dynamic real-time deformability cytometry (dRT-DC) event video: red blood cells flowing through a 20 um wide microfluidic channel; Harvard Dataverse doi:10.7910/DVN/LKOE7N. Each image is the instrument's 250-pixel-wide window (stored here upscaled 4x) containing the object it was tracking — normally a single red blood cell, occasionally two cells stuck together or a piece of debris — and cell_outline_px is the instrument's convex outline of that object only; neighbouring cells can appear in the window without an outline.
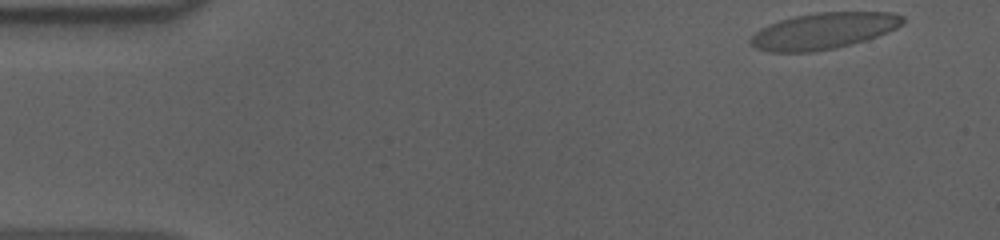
{"species": "human", "species_latin": "Homo sapiens", "temperature_condition": "cold", "stored_images_in_passage": 53, "camera_frame_rate_fps": 3000, "um_per_image_px": 0.085, "donor": {"sex": "male"}, "frame": {"image": 1, "passage_image": 1, "time_ms": 0.0, "image_size_px": [1000, 240], "cell_outline_px": [[904, 24], [888, 32], [864, 40], [836, 48], [812, 52], [768, 52], [756, 48], [748, 44], [748, 40], [760, 28], [768, 24], [792, 16], [816, 12], [892, 12], [904, 16]], "centroid_in_image_um": [69.97, 2.62], "position_along_channel_um": 15.0, "area_um2": 32.43}}
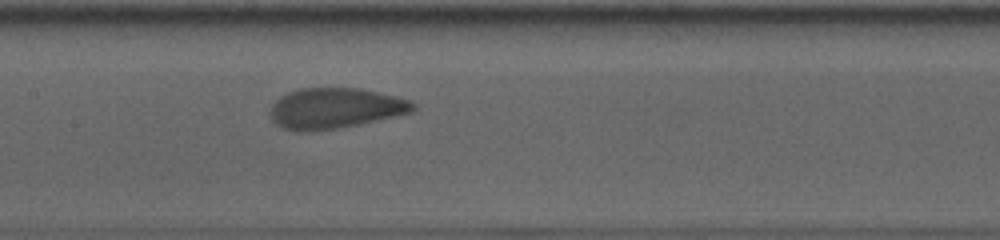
{"frame": {"image": 2, "passage_image": 24, "time_ms": 7.667, "image_size_px": [1000, 240], "cell_outline_px": [[416, 108], [412, 112], [396, 116], [336, 128], [304, 132], [296, 132], [284, 128], [276, 124], [272, 120], [268, 112], [272, 104], [280, 96], [288, 92], [300, 88], [360, 88], [396, 96], [412, 100], [416, 104]], "centroid_in_image_um": [28.46, 9.19], "position_along_channel_um": 178.9, "area_um2": 33.87}}
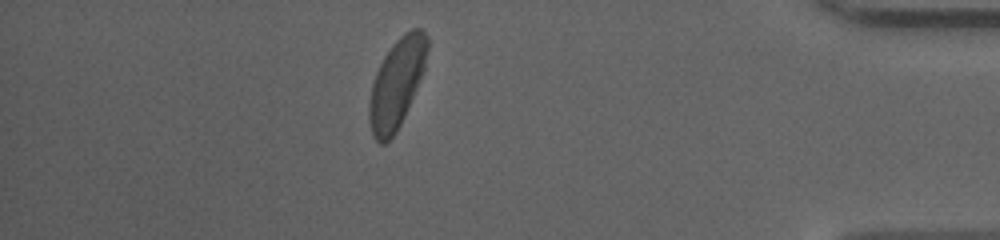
{"frame": {"image": 3, "passage_image": 46, "time_ms": 15.0, "image_size_px": [1000, 240], "cell_outline_px": [[428, 48], [424, 68], [416, 88], [404, 116], [396, 132], [384, 144], [380, 144], [372, 136], [368, 120], [368, 104], [372, 84], [376, 72], [384, 56], [392, 44], [404, 32], [412, 28], [420, 28], [428, 36]], "centroid_in_image_um": [33.69, 7.08], "position_along_channel_um": 401.5, "area_um2": 30.06}, "authors_computed_cell_mechanics": {"area_um2": 32.946, "velocity_mm_per_s": 3.608, "shape_relaxation_time_tau1_ms": 6.3178, "shape_relaxation_time_tau2_ms": null, "deformation_change_tau1": 0.1676, "deformation_change_tau2": null}}